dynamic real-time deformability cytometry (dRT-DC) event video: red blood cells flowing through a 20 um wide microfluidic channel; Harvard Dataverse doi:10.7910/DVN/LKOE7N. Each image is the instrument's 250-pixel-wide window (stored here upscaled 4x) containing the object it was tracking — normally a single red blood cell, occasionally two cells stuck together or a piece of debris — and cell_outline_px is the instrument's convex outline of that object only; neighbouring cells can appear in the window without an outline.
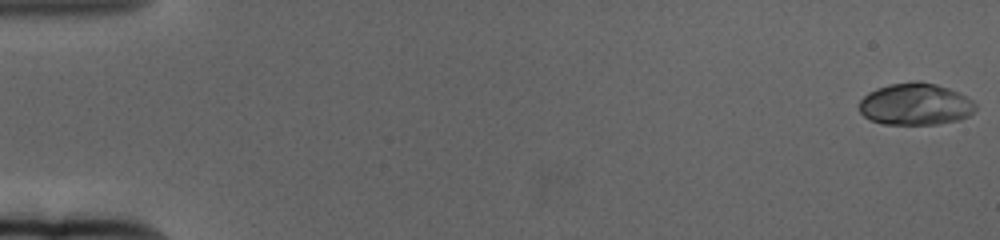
{"species": "human", "species_latin": "Homo sapiens", "temperature_condition": "cold", "stored_images_in_passage": 62, "camera_frame_rate_fps": 3000, "um_per_image_px": 0.085, "donor": {"sex": "female"}, "frame": {"image": 1, "passage_image": 1, "time_ms": 0.0, "image_size_px": [1000, 240], "cell_outline_px": [[976, 108], [968, 116], [960, 120], [936, 124], [884, 124], [868, 120], [860, 112], [860, 100], [868, 92], [876, 88], [892, 84], [916, 80], [920, 80], [936, 84], [960, 92], [972, 100], [976, 104]], "centroid_in_image_um": [77.81, 8.85], "position_along_channel_um": 7.2, "area_um2": 28.61}}
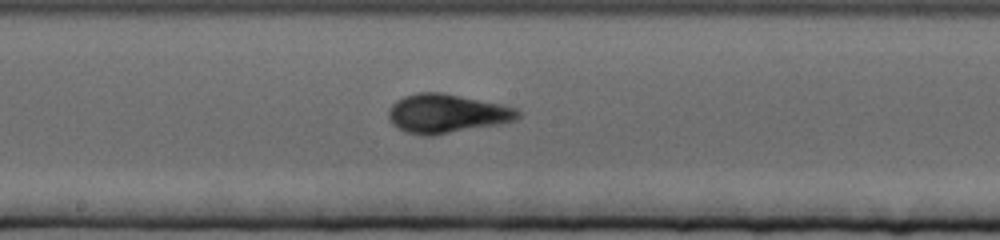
{"frame": {"image": 2, "passage_image": 34, "time_ms": 11.0, "image_size_px": [1000, 240], "cell_outline_px": [[520, 116], [516, 120], [500, 124], [436, 136], [420, 136], [404, 132], [392, 124], [388, 120], [388, 112], [392, 104], [396, 100], [404, 96], [416, 92], [444, 92], [500, 104], [516, 108], [520, 112]], "centroid_in_image_um": [37.94, 9.67], "position_along_channel_um": 210.3, "area_um2": 29.88}}
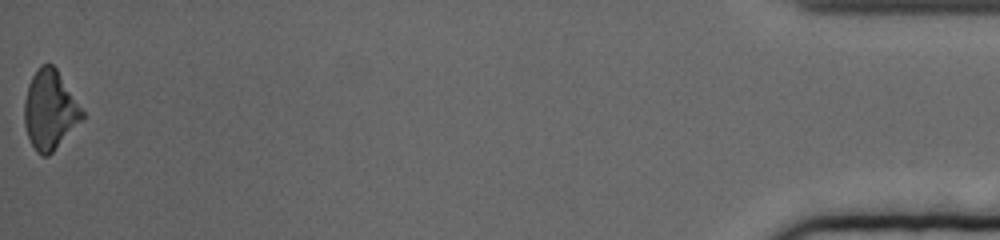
{"frame": {"image": 3, "passage_image": 62, "time_ms": 20.333, "image_size_px": [1000, 240], "cell_outline_px": [[84, 116], [52, 152], [48, 156], [40, 156], [36, 152], [28, 136], [24, 124], [24, 100], [28, 84], [32, 76], [40, 64], [52, 64], [56, 68], [84, 112]], "centroid_in_image_um": [4.2, 9.33], "position_along_channel_um": 431.0, "area_um2": 26.3}, "authors_computed_cell_mechanics": {"area_um2": 27.3683, "velocity_mm_per_s": 3.3277, "shape_relaxation_time_tau1_ms": 4.3559, "shape_relaxation_time_tau2_ms": 0.7143, "deformation_change_tau1": 0.2102, "deformation_change_tau2": 0.0446}}